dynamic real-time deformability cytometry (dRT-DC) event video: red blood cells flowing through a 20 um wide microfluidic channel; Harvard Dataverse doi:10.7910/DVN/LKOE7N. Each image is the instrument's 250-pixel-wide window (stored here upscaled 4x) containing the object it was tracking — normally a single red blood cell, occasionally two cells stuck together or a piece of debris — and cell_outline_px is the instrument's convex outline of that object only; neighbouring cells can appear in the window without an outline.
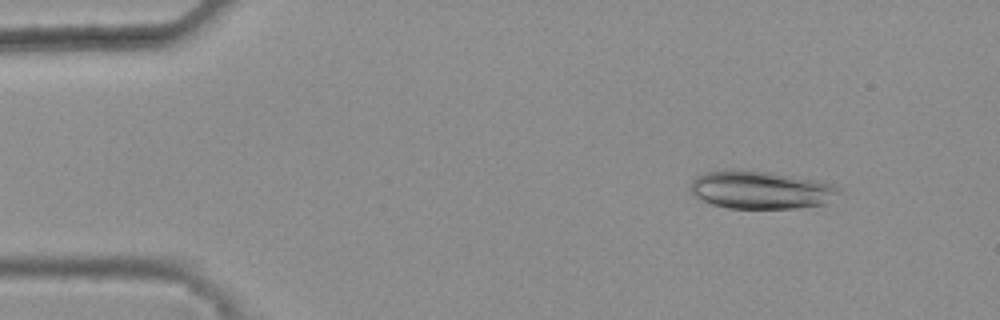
{"species": "common noctule bat (a hibernating species)", "species_latin": "Nyctalus noctula", "temperature_condition": "warm", "stored_images_in_passage": 45, "camera_frame_rate_fps": 3000, "um_per_image_px": 0.085, "animal": {"sex": "female", "body_mass_g": 25.1}, "frame": {"image": 1, "passage_image": 6, "time_ms": 1.667, "image_size_px": [1000, 320], "cell_outline_px": [[840, 192], [824, 204], [796, 208], [728, 208], [712, 204], [692, 196], [688, 188], [692, 180], [696, 176], [704, 172], [724, 168], [744, 168], [820, 180], [832, 184]], "centroid_in_image_um": [64.56, 16.1], "position_along_channel_um": 20.4, "area_um2": 33.47}}
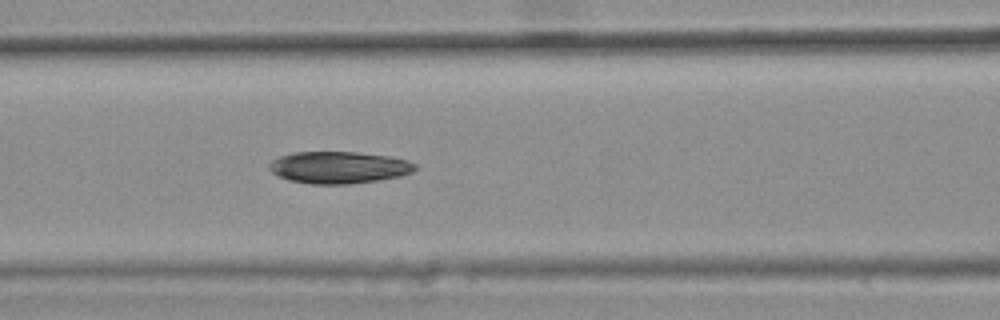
{"frame": {"image": 2, "passage_image": 22, "time_ms": 7.0, "image_size_px": [1000, 320], "cell_outline_px": [[416, 168], [412, 172], [400, 176], [376, 180], [348, 184], [312, 184], [288, 180], [272, 172], [268, 168], [268, 164], [272, 160], [280, 156], [292, 152], [356, 152], [388, 156], [408, 160], [416, 164]], "centroid_in_image_um": [28.78, 14.23], "position_along_channel_um": 137.8, "area_um2": 27.11}}
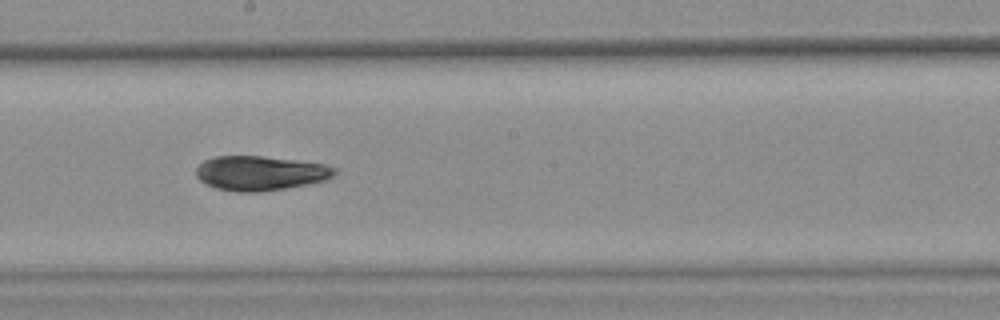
{"frame": {"image": 3, "passage_image": 29, "time_ms": 9.333, "image_size_px": [1000, 320], "cell_outline_px": [[336, 172], [328, 180], [308, 184], [260, 192], [236, 192], [216, 188], [204, 184], [196, 176], [196, 168], [204, 160], [216, 156], [260, 156], [296, 160], [324, 164], [336, 168]], "centroid_in_image_um": [22.11, 14.72], "position_along_channel_um": 226.1, "area_um2": 27.92}, "authors_computed_cell_mechanics": {"area_um2": 28.2642, "velocity_mm_per_s": 3.7979, "shape_relaxation_time_tau1_ms": 2.6749, "shape_relaxation_time_tau2_ms": 7.2151, "deformation_change_tau1": 0.1, "deformation_change_tau2": 0.1419}}